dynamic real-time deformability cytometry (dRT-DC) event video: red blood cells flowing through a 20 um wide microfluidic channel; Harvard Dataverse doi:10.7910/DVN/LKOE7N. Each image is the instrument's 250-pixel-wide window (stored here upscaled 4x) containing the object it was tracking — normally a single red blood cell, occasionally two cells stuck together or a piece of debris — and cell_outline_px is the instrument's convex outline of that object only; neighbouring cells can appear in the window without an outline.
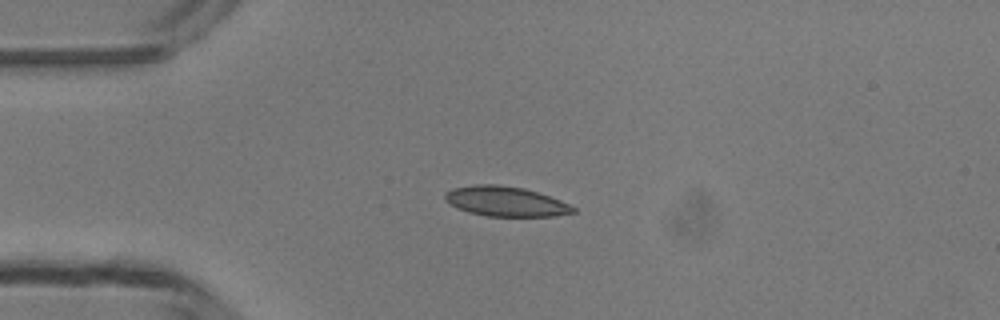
{"species": "common noctule bat (a hibernating species)", "species_latin": "Nyctalus noctula", "temperature_condition": "room temperature", "stored_images_in_passage": 37, "camera_frame_rate_fps": 3000, "um_per_image_px": 0.085, "animal": {"sex": "male", "body_mass_g": 13.3}, "frame": {"image": 1, "passage_image": 1, "time_ms": 0.0, "image_size_px": [1000, 320], "cell_outline_px": [[576, 212], [556, 216], [488, 216], [468, 212], [456, 208], [444, 200], [444, 192], [452, 188], [472, 184], [496, 184], [524, 188], [560, 200], [576, 208]], "centroid_in_image_um": [42.93, 17.11], "position_along_channel_um": 42.1, "area_um2": 22.43}}
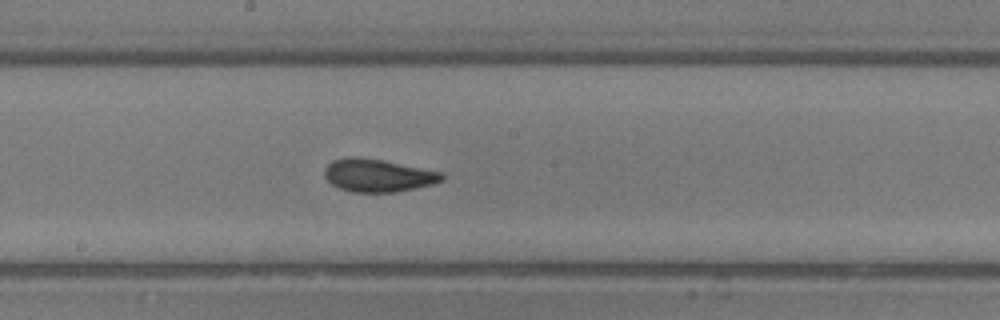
{"frame": {"image": 2, "passage_image": 15, "time_ms": 4.667, "image_size_px": [1000, 320], "cell_outline_px": [[444, 180], [432, 184], [416, 188], [396, 192], [352, 192], [340, 188], [332, 184], [324, 176], [324, 168], [332, 160], [352, 156], [356, 156], [384, 160], [444, 172]], "centroid_in_image_um": [32.14, 14.9], "position_along_channel_um": 216.1, "area_um2": 22.66}}
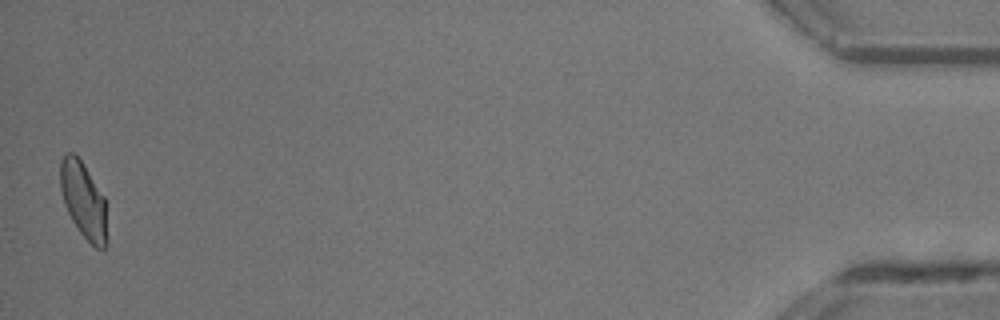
{"frame": {"image": 3, "passage_image": 37, "time_ms": 12.0, "image_size_px": [1000, 320], "cell_outline_px": [[108, 244], [104, 248], [96, 248], [80, 232], [72, 220], [64, 204], [60, 188], [60, 160], [64, 152], [72, 152], [80, 160], [104, 196], [108, 240]], "centroid_in_image_um": [7.09, 17.03], "position_along_channel_um": 428.1, "area_um2": 20.69}, "authors_computed_cell_mechanics": {"area_um2": 21.964, "velocity_mm_per_s": 4.2399, "shape_relaxation_time_tau1_ms": 5.0349, "shape_relaxation_time_tau2_ms": 0.8953, "deformation_change_tau1": 0.1479, "deformation_change_tau2": 0.0635}}